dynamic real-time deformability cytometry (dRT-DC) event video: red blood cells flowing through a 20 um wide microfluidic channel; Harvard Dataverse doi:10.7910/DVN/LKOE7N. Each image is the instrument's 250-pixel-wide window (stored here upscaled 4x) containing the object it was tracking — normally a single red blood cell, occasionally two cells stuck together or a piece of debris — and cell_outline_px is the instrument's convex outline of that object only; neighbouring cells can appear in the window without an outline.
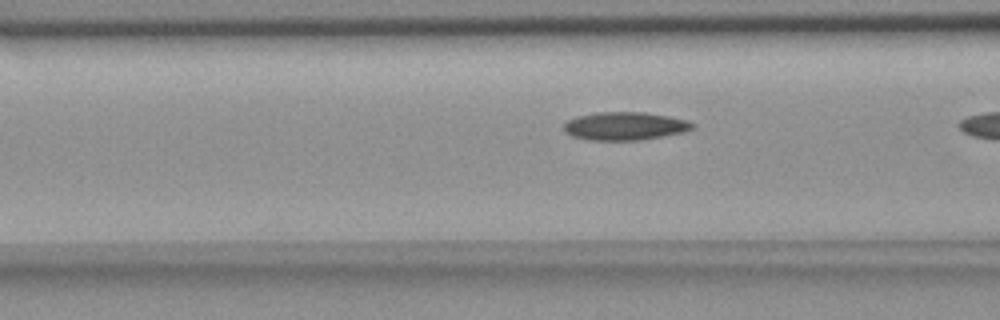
{"species": "common noctule bat (a hibernating species)", "species_latin": "Nyctalus noctula", "temperature_condition": "room temperature", "stored_images_in_passage": 34, "camera_frame_rate_fps": 3000, "um_per_image_px": 0.085, "animal": {"sex": "female", "body_mass_g": 18.4}, "frame": {"image": 1, "passage_image": 12, "time_ms": 3.667, "image_size_px": [1000, 320], "cell_outline_px": [[696, 128], [684, 132], [664, 136], [636, 140], [588, 140], [572, 136], [564, 128], [564, 124], [568, 120], [576, 116], [596, 112], [644, 112], [668, 116], [688, 120], [696, 124]], "centroid_in_image_um": [53.16, 10.71], "position_along_channel_um": 113.4, "area_um2": 21.15}}
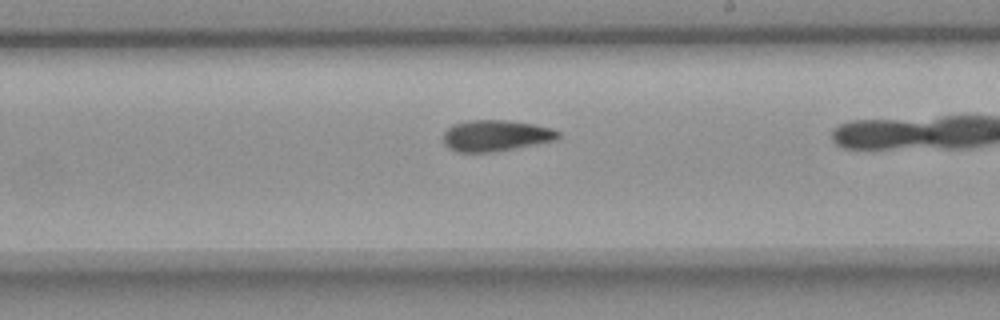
{"frame": {"image": 2, "passage_image": 23, "time_ms": 7.333, "image_size_px": [1000, 320], "cell_outline_px": [[560, 136], [552, 140], [492, 152], [456, 152], [448, 148], [444, 144], [444, 132], [452, 124], [468, 120], [508, 120], [532, 124], [552, 128], [560, 132]], "centroid_in_image_um": [42.07, 11.51], "position_along_channel_um": 246.9, "area_um2": 20.63}}
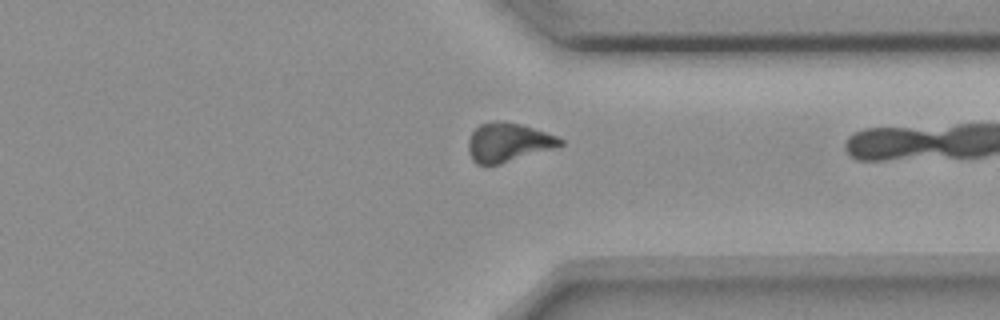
{"frame": {"image": 3, "passage_image": 33, "time_ms": 10.667, "image_size_px": [1000, 320], "cell_outline_px": [[564, 144], [552, 148], [500, 164], [476, 164], [472, 160], [468, 152], [468, 140], [472, 132], [480, 124], [496, 120], [504, 120], [520, 124], [556, 136], [564, 140]], "centroid_in_image_um": [43.14, 12.09], "position_along_channel_um": 368.3, "area_um2": 20.63}}